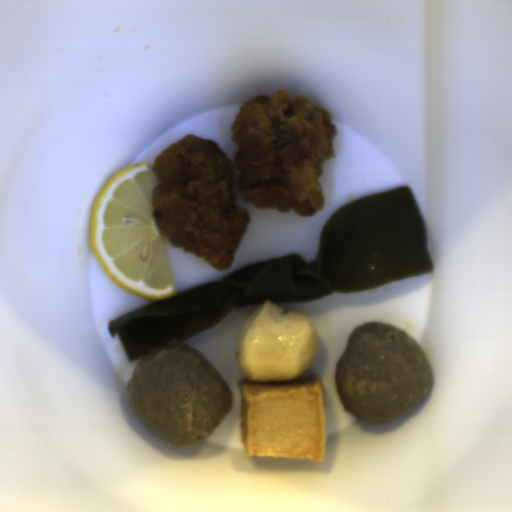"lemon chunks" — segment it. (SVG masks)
Segmentation results:
<instances>
[{
	"label": "lemon chunks",
	"instance_id": "obj_1",
	"mask_svg": "<svg viewBox=\"0 0 512 512\" xmlns=\"http://www.w3.org/2000/svg\"><path fill=\"white\" fill-rule=\"evenodd\" d=\"M152 167L135 162L106 179L90 207L88 233L91 253L114 284L162 301L178 291L166 236L152 213Z\"/></svg>",
	"mask_w": 512,
	"mask_h": 512
}]
</instances>
